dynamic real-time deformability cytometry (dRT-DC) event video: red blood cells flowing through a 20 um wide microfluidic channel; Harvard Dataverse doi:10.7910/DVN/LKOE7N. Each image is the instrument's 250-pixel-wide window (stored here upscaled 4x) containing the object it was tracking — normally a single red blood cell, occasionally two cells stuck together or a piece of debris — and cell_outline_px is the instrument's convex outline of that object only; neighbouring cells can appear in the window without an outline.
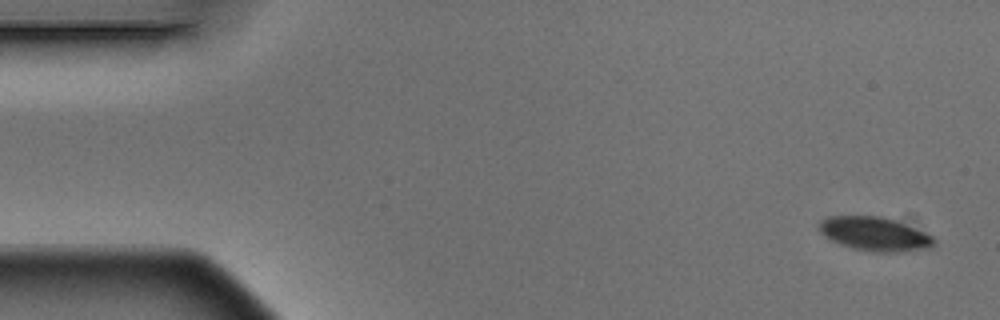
{"species": "Egyptian fruit bat (a non-hibernating species)", "species_latin": "Rousettus aegyptiacus", "temperature_condition": "warm", "stored_images_in_passage": 4, "camera_frame_rate_fps": 3000, "um_per_image_px": 0.085, "animal": {"sex": "male"}, "frame": {"image": 1, "passage_image": 1, "time_ms": 0.0, "image_size_px": [1000, 320], "cell_outline_px": [[936, 244], [932, 248], [904, 252], [876, 252], [852, 248], [840, 244], [824, 236], [820, 232], [820, 220], [828, 216], [880, 216], [904, 224], [924, 232], [932, 236], [936, 240]], "centroid_in_image_um": [74.37, 19.9], "position_along_channel_um": 10.6, "area_um2": 22.6}}
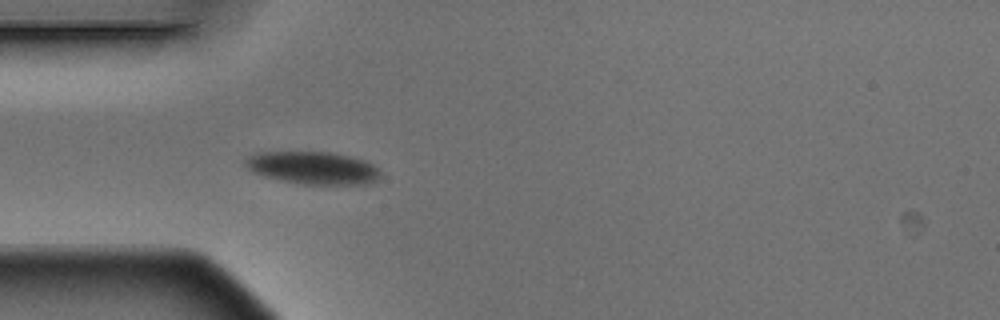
{"frame": {"image": 2, "passage_image": 4, "time_ms": 1.0, "image_size_px": [1000, 320], "cell_outline_px": [[380, 176], [376, 180], [364, 184], [304, 184], [280, 180], [264, 176], [252, 172], [244, 164], [244, 160], [248, 156], [260, 152], [328, 152], [348, 156], [372, 164], [380, 172]], "centroid_in_image_um": [26.54, 14.27], "position_along_channel_um": 58.5, "area_um2": 25.32}}